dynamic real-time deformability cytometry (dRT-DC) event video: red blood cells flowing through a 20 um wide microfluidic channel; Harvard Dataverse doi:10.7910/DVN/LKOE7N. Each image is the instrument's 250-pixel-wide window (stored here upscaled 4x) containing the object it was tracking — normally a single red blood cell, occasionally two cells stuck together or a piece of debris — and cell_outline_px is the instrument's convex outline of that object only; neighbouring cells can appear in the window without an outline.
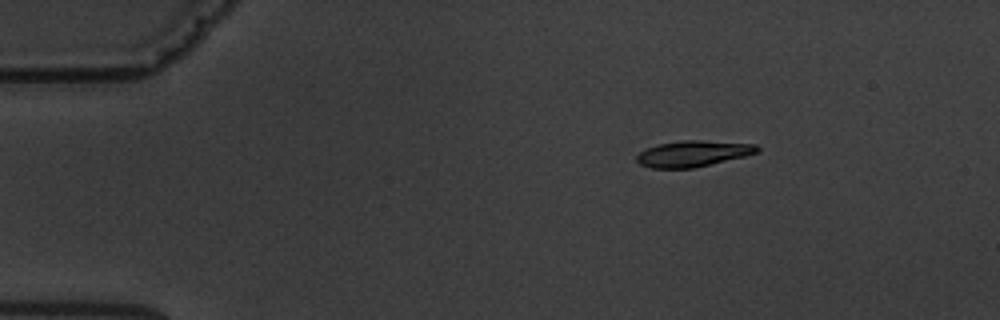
{"species": "common noctule bat (a hibernating species)", "species_latin": "Nyctalus noctula", "temperature_condition": "warm", "stored_images_in_passage": 3, "camera_frame_rate_fps": 3000, "um_per_image_px": 0.085, "animal": {"sex": "male", "body_mass_g": 19.5, "forearm_length_mm": 54.6}, "frame": {"image": 1, "passage_image": 1, "time_ms": 0.0, "image_size_px": [1000, 320], "cell_outline_px": [[760, 148], [756, 152], [744, 156], [692, 168], [652, 168], [640, 164], [636, 160], [636, 156], [644, 148], [660, 144], [684, 140], [700, 140], [756, 144]], "centroid_in_image_um": [58.87, 13.05], "position_along_channel_um": 26.1, "area_um2": 18.03}}